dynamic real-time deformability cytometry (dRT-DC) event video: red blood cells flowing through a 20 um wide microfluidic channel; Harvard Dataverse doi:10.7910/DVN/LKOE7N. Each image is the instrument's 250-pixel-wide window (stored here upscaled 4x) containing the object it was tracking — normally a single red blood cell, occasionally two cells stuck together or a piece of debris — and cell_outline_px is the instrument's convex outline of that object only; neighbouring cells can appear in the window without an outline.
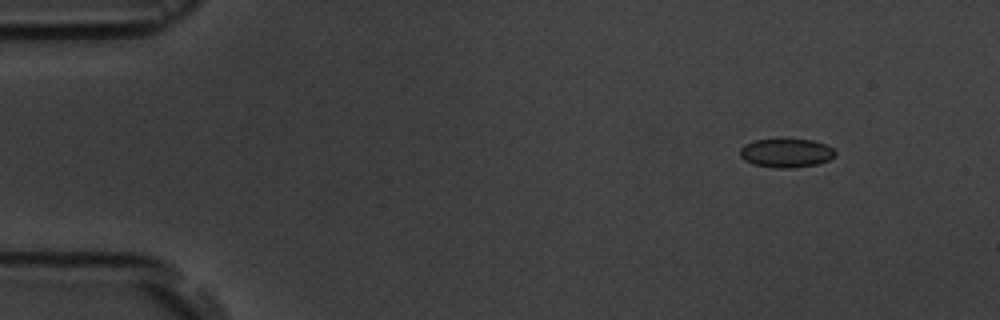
{"species": "common noctule bat (a hibernating species)", "species_latin": "Nyctalus noctula", "temperature_condition": "room temperature", "stored_images_in_passage": 5, "camera_frame_rate_fps": 3000, "um_per_image_px": 0.085, "animal": {"sex": "male", "body_mass_g": 19.5, "forearm_length_mm": 54.6}, "frame": {"image": 1, "passage_image": 1, "time_ms": 0.0, "image_size_px": [1000, 320], "cell_outline_px": [[836, 156], [828, 160], [816, 164], [792, 168], [776, 168], [756, 164], [744, 160], [740, 156], [740, 148], [744, 144], [756, 140], [780, 136], [784, 136], [812, 140], [824, 144], [832, 148], [836, 152]], "centroid_in_image_um": [66.82, 12.95], "position_along_channel_um": 18.2, "area_um2": 16.59}}
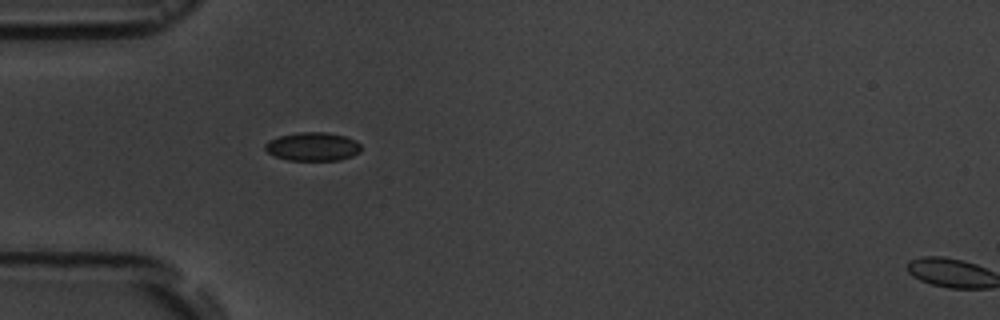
{"frame": {"image": 2, "passage_image": 4, "time_ms": 3.667, "image_size_px": [1000, 320], "cell_outline_px": [[360, 152], [352, 156], [340, 160], [288, 160], [276, 156], [268, 152], [264, 148], [264, 144], [268, 140], [280, 136], [296, 132], [328, 132], [344, 136], [356, 140], [360, 144]], "centroid_in_image_um": [26.58, 12.45], "position_along_channel_um": 58.4, "area_um2": 16.01}}